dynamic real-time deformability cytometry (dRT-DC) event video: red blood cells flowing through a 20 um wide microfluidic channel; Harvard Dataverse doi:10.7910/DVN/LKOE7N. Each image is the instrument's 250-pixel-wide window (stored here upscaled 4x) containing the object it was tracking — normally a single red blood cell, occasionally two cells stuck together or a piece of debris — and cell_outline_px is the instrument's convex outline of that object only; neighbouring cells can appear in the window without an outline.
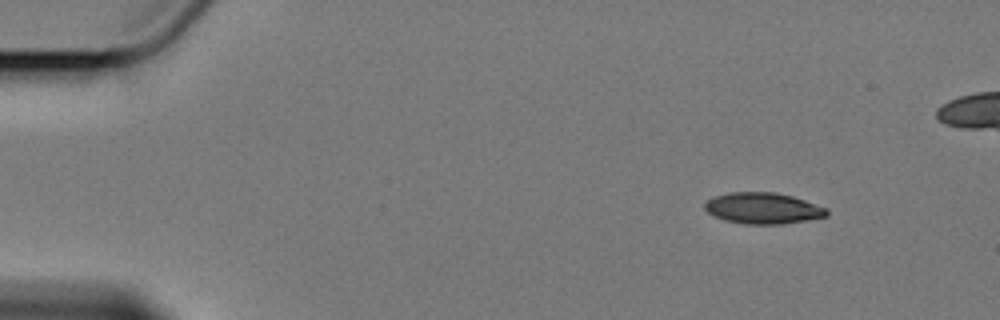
{"species": "Egyptian fruit bat (a non-hibernating species)", "species_latin": "Rousettus aegyptiacus", "temperature_condition": "cold", "stored_images_in_passage": 4, "camera_frame_rate_fps": 3000, "um_per_image_px": 0.085, "animal": {"sex": "female"}, "frame": {"image": 1, "passage_image": 1, "time_ms": 0.0, "image_size_px": [1000, 320], "cell_outline_px": [[828, 216], [780, 224], [744, 224], [724, 220], [708, 212], [704, 208], [704, 204], [712, 196], [728, 192], [776, 192], [792, 196], [828, 208]], "centroid_in_image_um": [64.83, 17.69], "position_along_channel_um": 20.2, "area_um2": 22.14}}